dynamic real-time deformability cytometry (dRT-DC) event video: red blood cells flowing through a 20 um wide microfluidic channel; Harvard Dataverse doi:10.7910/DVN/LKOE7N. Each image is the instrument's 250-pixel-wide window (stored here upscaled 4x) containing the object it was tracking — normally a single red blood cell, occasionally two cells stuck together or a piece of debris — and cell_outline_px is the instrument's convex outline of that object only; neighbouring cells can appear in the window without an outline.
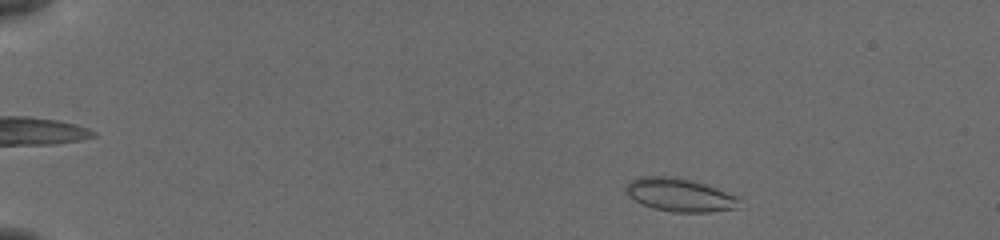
{"species": "common noctule bat (a hibernating species)", "species_latin": "Nyctalus noctula", "temperature_condition": "cold", "stored_images_in_passage": 50, "camera_frame_rate_fps": 3000, "um_per_image_px": 0.085, "animal": {"sex": "female", "body_mass_g": 19.5, "forearm_length_mm": 54.1}, "frame": {"image": 1, "passage_image": 4, "time_ms": 1.0, "image_size_px": [1000, 240], "cell_outline_px": [[744, 208], [712, 212], [672, 212], [652, 208], [628, 196], [624, 188], [632, 180], [640, 176], [676, 176], [692, 180], [704, 184], [736, 196], [740, 200]], "centroid_in_image_um": [57.82, 16.58], "position_along_channel_um": 27.2, "area_um2": 22.14}}
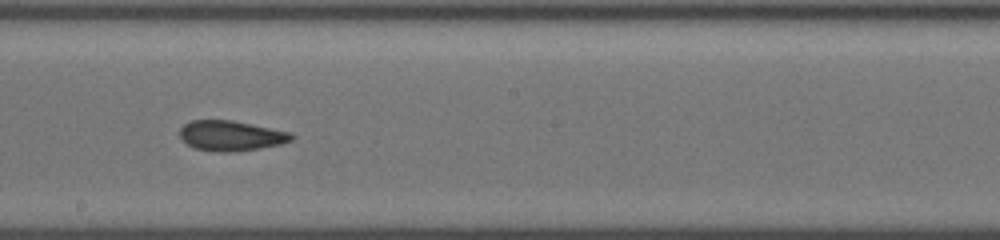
{"frame": {"image": 2, "passage_image": 28, "time_ms": 9.0, "image_size_px": [1000, 240], "cell_outline_px": [[296, 136], [292, 140], [280, 144], [260, 148], [236, 152], [220, 152], [196, 148], [188, 144], [180, 136], [180, 128], [184, 124], [192, 120], [232, 120], [292, 132]], "centroid_in_image_um": [19.68, 11.53], "position_along_channel_um": 228.5, "area_um2": 19.65}}
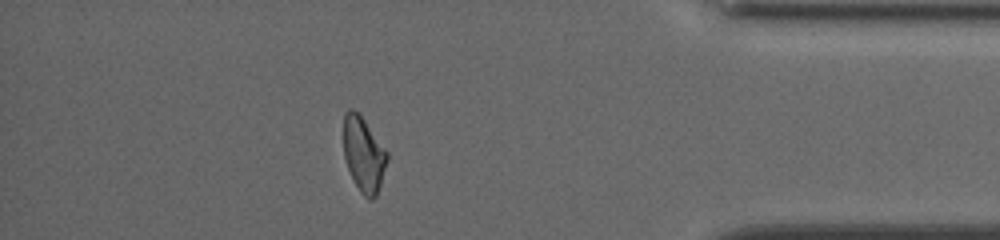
{"frame": {"image": 3, "passage_image": 44, "time_ms": 14.333, "image_size_px": [1000, 240], "cell_outline_px": [[388, 160], [376, 196], [372, 200], [368, 200], [360, 192], [348, 168], [344, 156], [344, 112], [348, 108], [352, 108], [360, 112], [388, 152]], "centroid_in_image_um": [30.92, 13.07], "position_along_channel_um": 404.3, "area_um2": 19.19}, "authors_computed_cell_mechanics": {"area_um2": 20.1433, "velocity_mm_per_s": 3.8242, "shape_relaxation_time_tau1_ms": null, "shape_relaxation_time_tau2_ms": 2.922, "deformation_change_tau1": null, "deformation_change_tau2": 0.0817}}